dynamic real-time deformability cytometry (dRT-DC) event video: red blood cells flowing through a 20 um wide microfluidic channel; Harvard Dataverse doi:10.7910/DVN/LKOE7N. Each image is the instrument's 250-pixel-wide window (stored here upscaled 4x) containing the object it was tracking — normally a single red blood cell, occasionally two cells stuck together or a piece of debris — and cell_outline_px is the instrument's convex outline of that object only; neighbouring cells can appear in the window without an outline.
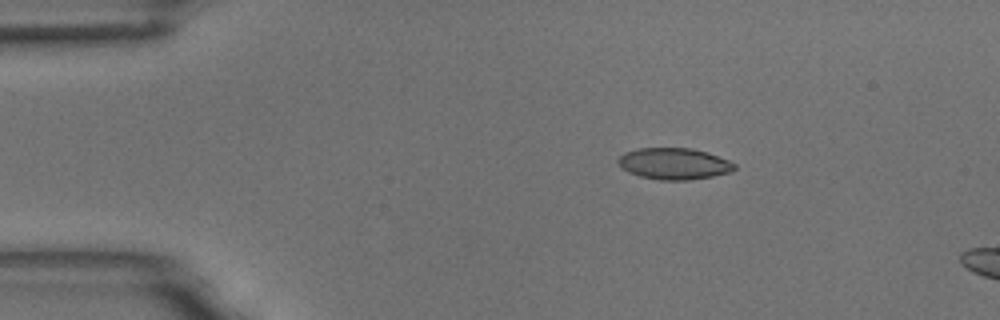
{"species": "common noctule bat (a hibernating species)", "species_latin": "Nyctalus noctula", "temperature_condition": "room temperature", "stored_images_in_passage": 9, "camera_frame_rate_fps": 3000, "um_per_image_px": 0.085, "animal": {"sex": "male", "body_mass_g": 18.8}, "frame": {"image": 1, "passage_image": 4, "time_ms": 1.0, "image_size_px": [1000, 320], "cell_outline_px": [[736, 168], [732, 172], [712, 176], [688, 180], [660, 180], [640, 176], [628, 172], [616, 160], [624, 152], [636, 148], [692, 148], [708, 152], [728, 160], [736, 164]], "centroid_in_image_um": [57.31, 13.91], "position_along_channel_um": 27.7, "area_um2": 21.39}}